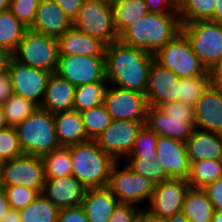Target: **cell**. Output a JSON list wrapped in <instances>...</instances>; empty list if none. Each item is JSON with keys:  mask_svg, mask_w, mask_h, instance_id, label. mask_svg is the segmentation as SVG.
Masks as SVG:
<instances>
[{"mask_svg": "<svg viewBox=\"0 0 222 222\" xmlns=\"http://www.w3.org/2000/svg\"><path fill=\"white\" fill-rule=\"evenodd\" d=\"M10 9V0H0V12Z\"/></svg>", "mask_w": 222, "mask_h": 222, "instance_id": "680465c9", "label": "cell"}, {"mask_svg": "<svg viewBox=\"0 0 222 222\" xmlns=\"http://www.w3.org/2000/svg\"><path fill=\"white\" fill-rule=\"evenodd\" d=\"M73 22L53 0H40L32 27L33 31L59 39Z\"/></svg>", "mask_w": 222, "mask_h": 222, "instance_id": "44dd1931", "label": "cell"}, {"mask_svg": "<svg viewBox=\"0 0 222 222\" xmlns=\"http://www.w3.org/2000/svg\"><path fill=\"white\" fill-rule=\"evenodd\" d=\"M154 59L164 68L174 72L179 78L199 76L207 71L182 32L162 46L154 54Z\"/></svg>", "mask_w": 222, "mask_h": 222, "instance_id": "9c48e42d", "label": "cell"}, {"mask_svg": "<svg viewBox=\"0 0 222 222\" xmlns=\"http://www.w3.org/2000/svg\"><path fill=\"white\" fill-rule=\"evenodd\" d=\"M80 113L89 140H94L112 122L111 116L104 104L86 109Z\"/></svg>", "mask_w": 222, "mask_h": 222, "instance_id": "8d00e7d4", "label": "cell"}, {"mask_svg": "<svg viewBox=\"0 0 222 222\" xmlns=\"http://www.w3.org/2000/svg\"><path fill=\"white\" fill-rule=\"evenodd\" d=\"M74 92V85L57 73H52L48 79L40 108L52 114L71 111L73 110Z\"/></svg>", "mask_w": 222, "mask_h": 222, "instance_id": "603a6c76", "label": "cell"}, {"mask_svg": "<svg viewBox=\"0 0 222 222\" xmlns=\"http://www.w3.org/2000/svg\"><path fill=\"white\" fill-rule=\"evenodd\" d=\"M108 81L93 82L76 86L74 92L73 110L82 112L86 109L104 104Z\"/></svg>", "mask_w": 222, "mask_h": 222, "instance_id": "4dcf8cb0", "label": "cell"}, {"mask_svg": "<svg viewBox=\"0 0 222 222\" xmlns=\"http://www.w3.org/2000/svg\"><path fill=\"white\" fill-rule=\"evenodd\" d=\"M145 125L157 135L186 142L196 129L194 107L182 101L148 106Z\"/></svg>", "mask_w": 222, "mask_h": 222, "instance_id": "277c9868", "label": "cell"}, {"mask_svg": "<svg viewBox=\"0 0 222 222\" xmlns=\"http://www.w3.org/2000/svg\"><path fill=\"white\" fill-rule=\"evenodd\" d=\"M120 168L116 163L111 171L107 188L120 203L137 205L143 201L150 202L155 183L133 172L127 165Z\"/></svg>", "mask_w": 222, "mask_h": 222, "instance_id": "8fae6325", "label": "cell"}, {"mask_svg": "<svg viewBox=\"0 0 222 222\" xmlns=\"http://www.w3.org/2000/svg\"><path fill=\"white\" fill-rule=\"evenodd\" d=\"M73 27L100 39L106 45L119 39L110 0H85L73 21Z\"/></svg>", "mask_w": 222, "mask_h": 222, "instance_id": "ba28073f", "label": "cell"}, {"mask_svg": "<svg viewBox=\"0 0 222 222\" xmlns=\"http://www.w3.org/2000/svg\"><path fill=\"white\" fill-rule=\"evenodd\" d=\"M27 29L10 10L0 12V47L13 53Z\"/></svg>", "mask_w": 222, "mask_h": 222, "instance_id": "1f68e13d", "label": "cell"}, {"mask_svg": "<svg viewBox=\"0 0 222 222\" xmlns=\"http://www.w3.org/2000/svg\"><path fill=\"white\" fill-rule=\"evenodd\" d=\"M10 209L11 207L9 205L5 190L2 186H0V220Z\"/></svg>", "mask_w": 222, "mask_h": 222, "instance_id": "816d5d0a", "label": "cell"}, {"mask_svg": "<svg viewBox=\"0 0 222 222\" xmlns=\"http://www.w3.org/2000/svg\"><path fill=\"white\" fill-rule=\"evenodd\" d=\"M211 222H222V211H215Z\"/></svg>", "mask_w": 222, "mask_h": 222, "instance_id": "91938a15", "label": "cell"}, {"mask_svg": "<svg viewBox=\"0 0 222 222\" xmlns=\"http://www.w3.org/2000/svg\"><path fill=\"white\" fill-rule=\"evenodd\" d=\"M87 188L73 175L45 178L43 195L59 209L82 204Z\"/></svg>", "mask_w": 222, "mask_h": 222, "instance_id": "ffe728a7", "label": "cell"}, {"mask_svg": "<svg viewBox=\"0 0 222 222\" xmlns=\"http://www.w3.org/2000/svg\"><path fill=\"white\" fill-rule=\"evenodd\" d=\"M56 73L75 87L108 81L105 56H59Z\"/></svg>", "mask_w": 222, "mask_h": 222, "instance_id": "7c38bea8", "label": "cell"}, {"mask_svg": "<svg viewBox=\"0 0 222 222\" xmlns=\"http://www.w3.org/2000/svg\"><path fill=\"white\" fill-rule=\"evenodd\" d=\"M40 0H10L11 13L28 29L33 25Z\"/></svg>", "mask_w": 222, "mask_h": 222, "instance_id": "b9f144b4", "label": "cell"}, {"mask_svg": "<svg viewBox=\"0 0 222 222\" xmlns=\"http://www.w3.org/2000/svg\"><path fill=\"white\" fill-rule=\"evenodd\" d=\"M133 222H146V218L140 213Z\"/></svg>", "mask_w": 222, "mask_h": 222, "instance_id": "94428289", "label": "cell"}, {"mask_svg": "<svg viewBox=\"0 0 222 222\" xmlns=\"http://www.w3.org/2000/svg\"><path fill=\"white\" fill-rule=\"evenodd\" d=\"M12 94L13 85L8 69L0 71V104H3Z\"/></svg>", "mask_w": 222, "mask_h": 222, "instance_id": "c3c4849f", "label": "cell"}, {"mask_svg": "<svg viewBox=\"0 0 222 222\" xmlns=\"http://www.w3.org/2000/svg\"><path fill=\"white\" fill-rule=\"evenodd\" d=\"M141 210L138 205L119 203L108 222H133Z\"/></svg>", "mask_w": 222, "mask_h": 222, "instance_id": "7bdbcfd3", "label": "cell"}, {"mask_svg": "<svg viewBox=\"0 0 222 222\" xmlns=\"http://www.w3.org/2000/svg\"><path fill=\"white\" fill-rule=\"evenodd\" d=\"M168 222H189L188 218L182 213H176L172 216L167 217Z\"/></svg>", "mask_w": 222, "mask_h": 222, "instance_id": "9f6ffc18", "label": "cell"}, {"mask_svg": "<svg viewBox=\"0 0 222 222\" xmlns=\"http://www.w3.org/2000/svg\"><path fill=\"white\" fill-rule=\"evenodd\" d=\"M120 202L107 187L87 188L82 206L88 222H108Z\"/></svg>", "mask_w": 222, "mask_h": 222, "instance_id": "d4e9b609", "label": "cell"}, {"mask_svg": "<svg viewBox=\"0 0 222 222\" xmlns=\"http://www.w3.org/2000/svg\"><path fill=\"white\" fill-rule=\"evenodd\" d=\"M178 14L147 13L119 35L124 44L155 54L181 32Z\"/></svg>", "mask_w": 222, "mask_h": 222, "instance_id": "7a4b0ae2", "label": "cell"}, {"mask_svg": "<svg viewBox=\"0 0 222 222\" xmlns=\"http://www.w3.org/2000/svg\"><path fill=\"white\" fill-rule=\"evenodd\" d=\"M156 152L157 160L170 178L188 179L191 164L185 142L158 135Z\"/></svg>", "mask_w": 222, "mask_h": 222, "instance_id": "ac0fdd59", "label": "cell"}, {"mask_svg": "<svg viewBox=\"0 0 222 222\" xmlns=\"http://www.w3.org/2000/svg\"><path fill=\"white\" fill-rule=\"evenodd\" d=\"M24 154L43 157L61 147L54 114L39 108L16 127Z\"/></svg>", "mask_w": 222, "mask_h": 222, "instance_id": "5b68a950", "label": "cell"}, {"mask_svg": "<svg viewBox=\"0 0 222 222\" xmlns=\"http://www.w3.org/2000/svg\"><path fill=\"white\" fill-rule=\"evenodd\" d=\"M210 85L211 80L208 70L203 75L180 78V101L195 107L197 101L202 97Z\"/></svg>", "mask_w": 222, "mask_h": 222, "instance_id": "d590c367", "label": "cell"}, {"mask_svg": "<svg viewBox=\"0 0 222 222\" xmlns=\"http://www.w3.org/2000/svg\"><path fill=\"white\" fill-rule=\"evenodd\" d=\"M8 71L14 94L34 101L40 106L45 95L48 79L52 73L23 65L13 58L10 61Z\"/></svg>", "mask_w": 222, "mask_h": 222, "instance_id": "9a60e30c", "label": "cell"}, {"mask_svg": "<svg viewBox=\"0 0 222 222\" xmlns=\"http://www.w3.org/2000/svg\"><path fill=\"white\" fill-rule=\"evenodd\" d=\"M211 85L222 88V58H220L209 70Z\"/></svg>", "mask_w": 222, "mask_h": 222, "instance_id": "681fc988", "label": "cell"}, {"mask_svg": "<svg viewBox=\"0 0 222 222\" xmlns=\"http://www.w3.org/2000/svg\"><path fill=\"white\" fill-rule=\"evenodd\" d=\"M127 166L135 173L143 175L155 184L162 183L171 179L164 170L162 164L157 160L126 158Z\"/></svg>", "mask_w": 222, "mask_h": 222, "instance_id": "f35d334b", "label": "cell"}, {"mask_svg": "<svg viewBox=\"0 0 222 222\" xmlns=\"http://www.w3.org/2000/svg\"><path fill=\"white\" fill-rule=\"evenodd\" d=\"M72 175L86 188L107 187L117 161L94 140L71 145Z\"/></svg>", "mask_w": 222, "mask_h": 222, "instance_id": "3957f363", "label": "cell"}, {"mask_svg": "<svg viewBox=\"0 0 222 222\" xmlns=\"http://www.w3.org/2000/svg\"><path fill=\"white\" fill-rule=\"evenodd\" d=\"M181 212L189 222H211L215 210L204 189L189 188Z\"/></svg>", "mask_w": 222, "mask_h": 222, "instance_id": "83f0119b", "label": "cell"}, {"mask_svg": "<svg viewBox=\"0 0 222 222\" xmlns=\"http://www.w3.org/2000/svg\"><path fill=\"white\" fill-rule=\"evenodd\" d=\"M145 122L112 120L111 124L94 141L117 162L127 158L134 146L136 134Z\"/></svg>", "mask_w": 222, "mask_h": 222, "instance_id": "5bb4252c", "label": "cell"}, {"mask_svg": "<svg viewBox=\"0 0 222 222\" xmlns=\"http://www.w3.org/2000/svg\"><path fill=\"white\" fill-rule=\"evenodd\" d=\"M141 214L146 218V222H168L167 217L155 215L151 213L148 209H142Z\"/></svg>", "mask_w": 222, "mask_h": 222, "instance_id": "db71d44e", "label": "cell"}, {"mask_svg": "<svg viewBox=\"0 0 222 222\" xmlns=\"http://www.w3.org/2000/svg\"><path fill=\"white\" fill-rule=\"evenodd\" d=\"M150 13L178 14L177 0H144Z\"/></svg>", "mask_w": 222, "mask_h": 222, "instance_id": "f6af8a7d", "label": "cell"}, {"mask_svg": "<svg viewBox=\"0 0 222 222\" xmlns=\"http://www.w3.org/2000/svg\"><path fill=\"white\" fill-rule=\"evenodd\" d=\"M45 170L42 157L23 154L0 165V186H25L41 194Z\"/></svg>", "mask_w": 222, "mask_h": 222, "instance_id": "30bf717a", "label": "cell"}, {"mask_svg": "<svg viewBox=\"0 0 222 222\" xmlns=\"http://www.w3.org/2000/svg\"><path fill=\"white\" fill-rule=\"evenodd\" d=\"M45 178H60L72 175L71 146H61L44 155Z\"/></svg>", "mask_w": 222, "mask_h": 222, "instance_id": "d6a6232c", "label": "cell"}, {"mask_svg": "<svg viewBox=\"0 0 222 222\" xmlns=\"http://www.w3.org/2000/svg\"><path fill=\"white\" fill-rule=\"evenodd\" d=\"M211 21L222 24V0H216V9Z\"/></svg>", "mask_w": 222, "mask_h": 222, "instance_id": "11a10c76", "label": "cell"}, {"mask_svg": "<svg viewBox=\"0 0 222 222\" xmlns=\"http://www.w3.org/2000/svg\"><path fill=\"white\" fill-rule=\"evenodd\" d=\"M59 56H105L106 44L75 27L67 30L59 39Z\"/></svg>", "mask_w": 222, "mask_h": 222, "instance_id": "7402d4cb", "label": "cell"}, {"mask_svg": "<svg viewBox=\"0 0 222 222\" xmlns=\"http://www.w3.org/2000/svg\"><path fill=\"white\" fill-rule=\"evenodd\" d=\"M180 78L155 60L148 74L146 101L150 107H159L167 102L180 101Z\"/></svg>", "mask_w": 222, "mask_h": 222, "instance_id": "2e32d148", "label": "cell"}, {"mask_svg": "<svg viewBox=\"0 0 222 222\" xmlns=\"http://www.w3.org/2000/svg\"><path fill=\"white\" fill-rule=\"evenodd\" d=\"M73 22L85 0H53Z\"/></svg>", "mask_w": 222, "mask_h": 222, "instance_id": "7dc6e473", "label": "cell"}, {"mask_svg": "<svg viewBox=\"0 0 222 222\" xmlns=\"http://www.w3.org/2000/svg\"><path fill=\"white\" fill-rule=\"evenodd\" d=\"M5 190L9 205L13 210L26 208L39 193L34 189L25 186H2Z\"/></svg>", "mask_w": 222, "mask_h": 222, "instance_id": "60d3db41", "label": "cell"}, {"mask_svg": "<svg viewBox=\"0 0 222 222\" xmlns=\"http://www.w3.org/2000/svg\"><path fill=\"white\" fill-rule=\"evenodd\" d=\"M158 135L145 124L138 130L133 149L127 158L157 159L156 141Z\"/></svg>", "mask_w": 222, "mask_h": 222, "instance_id": "74e56055", "label": "cell"}, {"mask_svg": "<svg viewBox=\"0 0 222 222\" xmlns=\"http://www.w3.org/2000/svg\"><path fill=\"white\" fill-rule=\"evenodd\" d=\"M113 23L118 36L141 17L149 13L144 0H110Z\"/></svg>", "mask_w": 222, "mask_h": 222, "instance_id": "4316f807", "label": "cell"}, {"mask_svg": "<svg viewBox=\"0 0 222 222\" xmlns=\"http://www.w3.org/2000/svg\"><path fill=\"white\" fill-rule=\"evenodd\" d=\"M57 222H88L85 209L82 205L61 208Z\"/></svg>", "mask_w": 222, "mask_h": 222, "instance_id": "ee69618b", "label": "cell"}, {"mask_svg": "<svg viewBox=\"0 0 222 222\" xmlns=\"http://www.w3.org/2000/svg\"><path fill=\"white\" fill-rule=\"evenodd\" d=\"M190 164L201 160H222V135L195 129L186 140Z\"/></svg>", "mask_w": 222, "mask_h": 222, "instance_id": "cb8c5ba5", "label": "cell"}, {"mask_svg": "<svg viewBox=\"0 0 222 222\" xmlns=\"http://www.w3.org/2000/svg\"><path fill=\"white\" fill-rule=\"evenodd\" d=\"M196 129L222 135V88L210 85L194 107Z\"/></svg>", "mask_w": 222, "mask_h": 222, "instance_id": "d6986e66", "label": "cell"}, {"mask_svg": "<svg viewBox=\"0 0 222 222\" xmlns=\"http://www.w3.org/2000/svg\"><path fill=\"white\" fill-rule=\"evenodd\" d=\"M181 32L189 40L193 52L206 70L222 58V24L199 20L183 24Z\"/></svg>", "mask_w": 222, "mask_h": 222, "instance_id": "52a82bcc", "label": "cell"}, {"mask_svg": "<svg viewBox=\"0 0 222 222\" xmlns=\"http://www.w3.org/2000/svg\"><path fill=\"white\" fill-rule=\"evenodd\" d=\"M204 190L215 211H222V177L208 184Z\"/></svg>", "mask_w": 222, "mask_h": 222, "instance_id": "bcb514c9", "label": "cell"}, {"mask_svg": "<svg viewBox=\"0 0 222 222\" xmlns=\"http://www.w3.org/2000/svg\"><path fill=\"white\" fill-rule=\"evenodd\" d=\"M0 222H22L19 210L10 209Z\"/></svg>", "mask_w": 222, "mask_h": 222, "instance_id": "f5cc1de1", "label": "cell"}, {"mask_svg": "<svg viewBox=\"0 0 222 222\" xmlns=\"http://www.w3.org/2000/svg\"><path fill=\"white\" fill-rule=\"evenodd\" d=\"M12 57L23 65L56 73L59 60L58 39L27 29Z\"/></svg>", "mask_w": 222, "mask_h": 222, "instance_id": "8992f818", "label": "cell"}, {"mask_svg": "<svg viewBox=\"0 0 222 222\" xmlns=\"http://www.w3.org/2000/svg\"><path fill=\"white\" fill-rule=\"evenodd\" d=\"M112 120L146 121L148 104L144 93L119 87H107L104 99Z\"/></svg>", "mask_w": 222, "mask_h": 222, "instance_id": "4fadbf2b", "label": "cell"}, {"mask_svg": "<svg viewBox=\"0 0 222 222\" xmlns=\"http://www.w3.org/2000/svg\"><path fill=\"white\" fill-rule=\"evenodd\" d=\"M7 127H8V125L5 120L4 108H3V105L0 104V130L7 128Z\"/></svg>", "mask_w": 222, "mask_h": 222, "instance_id": "6f0895ef", "label": "cell"}, {"mask_svg": "<svg viewBox=\"0 0 222 222\" xmlns=\"http://www.w3.org/2000/svg\"><path fill=\"white\" fill-rule=\"evenodd\" d=\"M12 58V53L9 50L0 47V71L8 69Z\"/></svg>", "mask_w": 222, "mask_h": 222, "instance_id": "f907efd6", "label": "cell"}, {"mask_svg": "<svg viewBox=\"0 0 222 222\" xmlns=\"http://www.w3.org/2000/svg\"><path fill=\"white\" fill-rule=\"evenodd\" d=\"M2 105L8 127L14 128L40 108L36 102L16 94H12Z\"/></svg>", "mask_w": 222, "mask_h": 222, "instance_id": "e575fe53", "label": "cell"}, {"mask_svg": "<svg viewBox=\"0 0 222 222\" xmlns=\"http://www.w3.org/2000/svg\"><path fill=\"white\" fill-rule=\"evenodd\" d=\"M216 0H177V13L181 24L214 17Z\"/></svg>", "mask_w": 222, "mask_h": 222, "instance_id": "f1b7e54d", "label": "cell"}, {"mask_svg": "<svg viewBox=\"0 0 222 222\" xmlns=\"http://www.w3.org/2000/svg\"><path fill=\"white\" fill-rule=\"evenodd\" d=\"M59 210L41 193L19 213L22 222H57Z\"/></svg>", "mask_w": 222, "mask_h": 222, "instance_id": "836d02e7", "label": "cell"}, {"mask_svg": "<svg viewBox=\"0 0 222 222\" xmlns=\"http://www.w3.org/2000/svg\"><path fill=\"white\" fill-rule=\"evenodd\" d=\"M106 77L116 87L146 93L154 55L119 39L106 45Z\"/></svg>", "mask_w": 222, "mask_h": 222, "instance_id": "6da1fadb", "label": "cell"}, {"mask_svg": "<svg viewBox=\"0 0 222 222\" xmlns=\"http://www.w3.org/2000/svg\"><path fill=\"white\" fill-rule=\"evenodd\" d=\"M23 154L16 128L0 130V161H9Z\"/></svg>", "mask_w": 222, "mask_h": 222, "instance_id": "ab89813d", "label": "cell"}, {"mask_svg": "<svg viewBox=\"0 0 222 222\" xmlns=\"http://www.w3.org/2000/svg\"><path fill=\"white\" fill-rule=\"evenodd\" d=\"M185 179L171 178L155 184L148 210L158 216L169 217L182 211V206L189 190Z\"/></svg>", "mask_w": 222, "mask_h": 222, "instance_id": "e0dca14e", "label": "cell"}, {"mask_svg": "<svg viewBox=\"0 0 222 222\" xmlns=\"http://www.w3.org/2000/svg\"><path fill=\"white\" fill-rule=\"evenodd\" d=\"M220 177H222V160L207 159L191 163L187 182L190 188L204 189Z\"/></svg>", "mask_w": 222, "mask_h": 222, "instance_id": "f546056e", "label": "cell"}, {"mask_svg": "<svg viewBox=\"0 0 222 222\" xmlns=\"http://www.w3.org/2000/svg\"><path fill=\"white\" fill-rule=\"evenodd\" d=\"M57 139L61 146H71L89 141L81 113L76 110L54 114Z\"/></svg>", "mask_w": 222, "mask_h": 222, "instance_id": "484cf974", "label": "cell"}]
</instances>
